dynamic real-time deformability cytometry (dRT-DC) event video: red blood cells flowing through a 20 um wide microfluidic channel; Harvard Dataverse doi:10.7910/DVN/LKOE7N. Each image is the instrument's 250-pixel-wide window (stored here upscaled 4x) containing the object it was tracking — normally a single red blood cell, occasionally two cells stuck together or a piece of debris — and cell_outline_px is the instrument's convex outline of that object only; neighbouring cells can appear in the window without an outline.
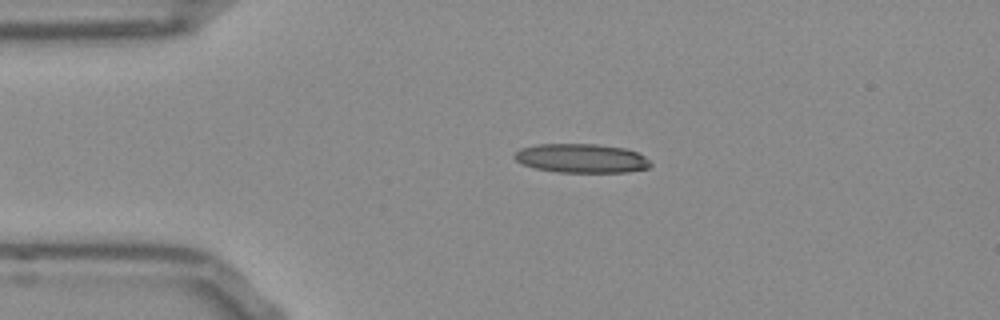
{"species": "Egyptian fruit bat (a non-hibernating species)", "species_latin": "Rousettus aegyptiacus", "temperature_condition": "room temperature", "stored_images_in_passage": 43, "camera_frame_rate_fps": 3000, "um_per_image_px": 0.085, "frame": {"image": 1, "passage_image": 1, "time_ms": 0.0, "image_size_px": [1000, 320], "cell_outline_px": [[652, 164], [648, 168], [628, 172], [556, 172], [536, 168], [524, 164], [516, 160], [512, 156], [520, 148], [536, 144], [596, 144], [624, 148], [636, 152], [644, 156]], "centroid_in_image_um": [49.41, 13.45], "position_along_channel_um": 35.6, "area_um2": 22.95}}
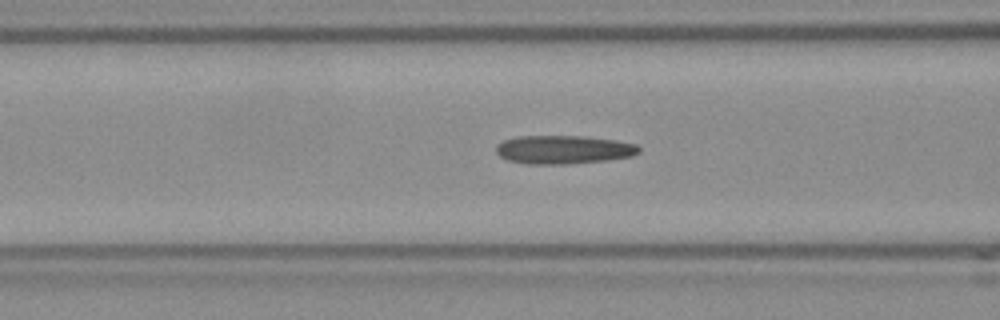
{"frame": {"image": 2, "passage_image": 10, "time_ms": 3.0, "image_size_px": [1000, 320], "cell_outline_px": [[640, 152], [632, 156], [608, 160], [568, 164], [528, 164], [508, 160], [500, 156], [496, 152], [496, 144], [504, 140], [516, 136], [580, 136], [616, 140], [636, 144], [640, 148]], "centroid_in_image_um": [47.89, 12.72], "position_along_channel_um": 118.7, "area_um2": 23.81}}
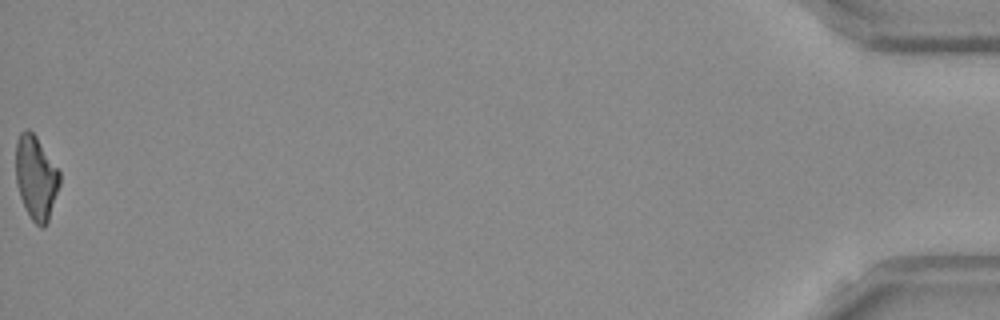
{"frame": {"image": 3, "passage_image": 43, "time_ms": 14.0, "image_size_px": [1000, 320], "cell_outline_px": [[60, 184], [48, 220], [44, 228], [40, 228], [32, 220], [20, 196], [16, 184], [16, 140], [20, 132], [24, 128], [28, 128], [36, 136], [60, 172]], "centroid_in_image_um": [3.05, 15.07], "position_along_channel_um": 432.2, "area_um2": 21.33}, "authors_computed_cell_mechanics": {"area_um2": 22.7154, "velocity_mm_per_s": 3.8199, "shape_relaxation_time_tau1_ms": 7.7112, "shape_relaxation_time_tau2_ms": 4.7129, "deformation_change_tau1": 0.1924, "deformation_change_tau2": 0.1785}}